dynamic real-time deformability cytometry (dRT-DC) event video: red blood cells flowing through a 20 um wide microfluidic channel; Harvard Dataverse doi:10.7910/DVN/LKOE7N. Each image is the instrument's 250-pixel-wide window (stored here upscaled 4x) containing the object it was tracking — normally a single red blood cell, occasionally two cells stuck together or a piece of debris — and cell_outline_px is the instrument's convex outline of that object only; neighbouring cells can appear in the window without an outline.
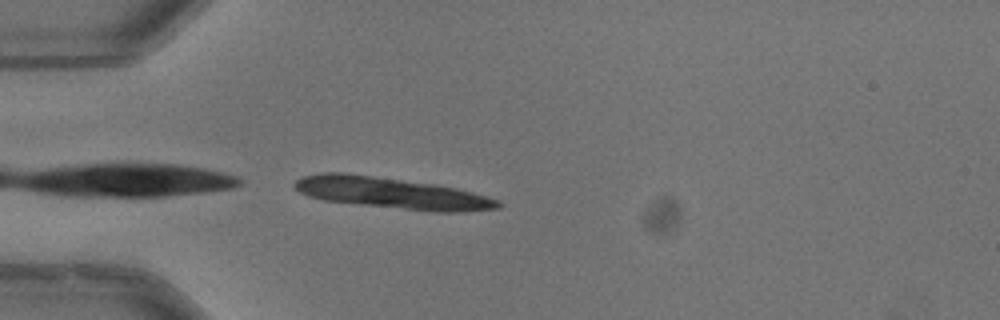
{"species": "common noctule bat (a hibernating species)", "species_latin": "Nyctalus noctula", "temperature_condition": "warm", "stored_images_in_passage": 38, "camera_frame_rate_fps": 3000, "um_per_image_px": 0.085, "animal": {"sex": "male", "body_mass_g": 13.3}, "frame": {"image": 1, "passage_image": 1, "time_ms": 0.0, "image_size_px": [1000, 320], "cell_outline_px": [[504, 204], [500, 208], [456, 212], [432, 212], [324, 200], [308, 196], [300, 192], [292, 184], [296, 180], [304, 176], [324, 172], [344, 172], [436, 184], [456, 188], [472, 192], [500, 200]], "centroid_in_image_um": [33.33, 16.41], "position_along_channel_um": 51.7, "area_um2": 36.99}, "authors_computed_cell_mechanics": {"area_um2": 21.7906, "velocity_mm_per_s": 3.9715, "shape_relaxation_time_tau1_ms": 3.3477, "shape_relaxation_time_tau2_ms": null, "deformation_change_tau1": 0.1626, "deformation_change_tau2": null}}